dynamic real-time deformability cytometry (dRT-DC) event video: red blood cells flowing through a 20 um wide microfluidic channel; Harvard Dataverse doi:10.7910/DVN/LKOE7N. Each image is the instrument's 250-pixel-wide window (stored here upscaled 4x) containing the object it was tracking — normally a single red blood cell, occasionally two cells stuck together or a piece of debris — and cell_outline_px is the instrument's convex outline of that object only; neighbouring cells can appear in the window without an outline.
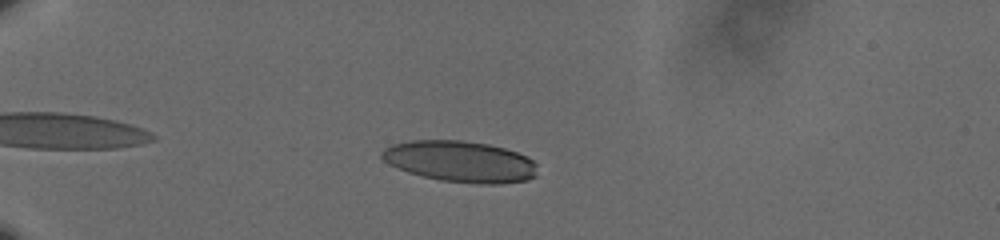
{"species": "human", "species_latin": "Homo sapiens", "temperature_condition": "cold", "stored_images_in_passage": 51, "camera_frame_rate_fps": 3000, "um_per_image_px": 0.085, "donor": {"sex": "male"}, "frame": {"image": 1, "passage_image": 9, "time_ms": 2.667, "image_size_px": [1000, 240], "cell_outline_px": [[536, 176], [528, 180], [500, 184], [476, 184], [440, 180], [408, 172], [388, 164], [380, 156], [380, 152], [384, 148], [392, 144], [408, 140], [460, 140], [488, 144], [504, 148], [528, 156], [536, 164]], "centroid_in_image_um": [39.11, 13.73], "position_along_channel_um": 45.9, "area_um2": 37.57}}
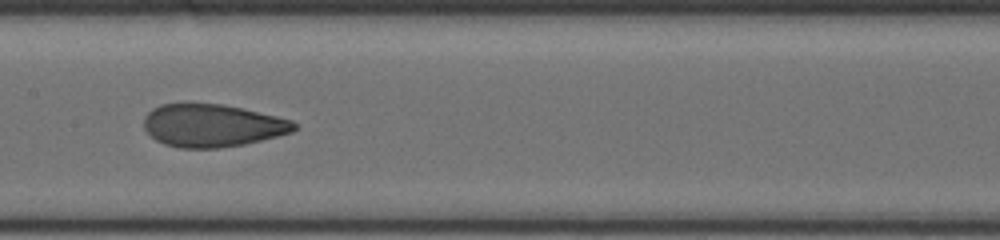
{"frame": {"image": 2, "passage_image": 25, "time_ms": 8.0, "image_size_px": [1000, 240], "cell_outline_px": [[296, 128], [292, 132], [244, 144], [220, 148], [180, 148], [164, 144], [156, 140], [144, 128], [144, 116], [152, 108], [160, 104], [220, 104], [240, 108], [276, 116], [292, 120], [296, 124]], "centroid_in_image_um": [18.01, 10.67], "position_along_channel_um": 189.4, "area_um2": 37.11}}
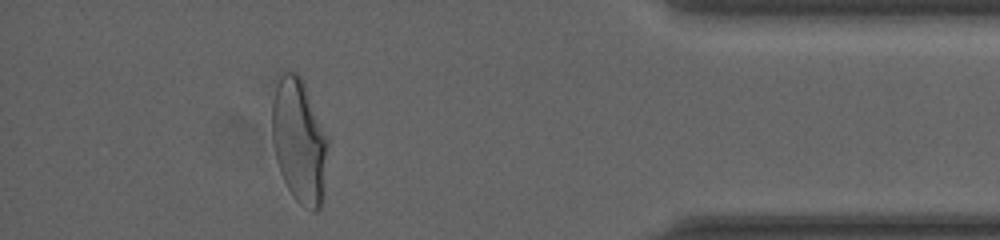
{"frame": {"image": 3, "passage_image": 46, "time_ms": 15.0, "image_size_px": [1000, 240], "cell_outline_px": [[328, 144], [324, 200], [320, 208], [316, 212], [312, 212], [304, 208], [292, 196], [280, 172], [276, 160], [272, 140], [272, 104], [276, 88], [284, 72], [296, 72], [300, 76], [304, 84], [328, 136]], "centroid_in_image_um": [25.46, 12.08], "position_along_channel_um": 409.7, "area_um2": 40.63}, "authors_computed_cell_mechanics": {"area_um2": 37.8012, "velocity_mm_per_s": 3.613, "shape_relaxation_time_tau1_ms": 4.3676, "shape_relaxation_time_tau2_ms": 1.0961, "deformation_change_tau1": 0.1818, "deformation_change_tau2": 0.068}}